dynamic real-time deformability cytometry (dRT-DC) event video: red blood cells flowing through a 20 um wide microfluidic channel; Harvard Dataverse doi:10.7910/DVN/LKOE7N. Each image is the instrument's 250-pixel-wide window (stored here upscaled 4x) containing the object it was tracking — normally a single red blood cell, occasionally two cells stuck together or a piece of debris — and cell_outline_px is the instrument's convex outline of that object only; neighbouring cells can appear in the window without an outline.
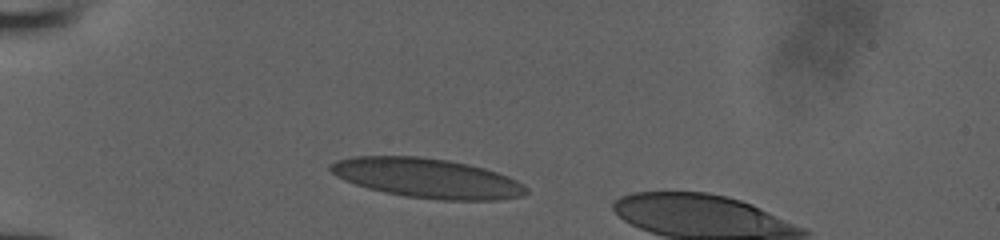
{"species": "human", "species_latin": "Homo sapiens", "temperature_condition": "room temperature", "stored_images_in_passage": 30, "camera_frame_rate_fps": 3000, "um_per_image_px": 0.085, "donor": {"sex": "male"}, "frame": {"image": 1, "passage_image": 1, "time_ms": 0.0, "image_size_px": [1000, 240], "cell_outline_px": [[528, 192], [520, 196], [500, 200], [440, 200], [404, 196], [384, 192], [368, 188], [344, 180], [336, 176], [328, 168], [328, 164], [336, 160], [352, 156], [416, 156], [448, 160], [468, 164], [484, 168], [508, 176], [524, 184], [528, 188]], "centroid_in_image_um": [36.29, 15.14], "position_along_channel_um": 48.7, "area_um2": 45.26}}
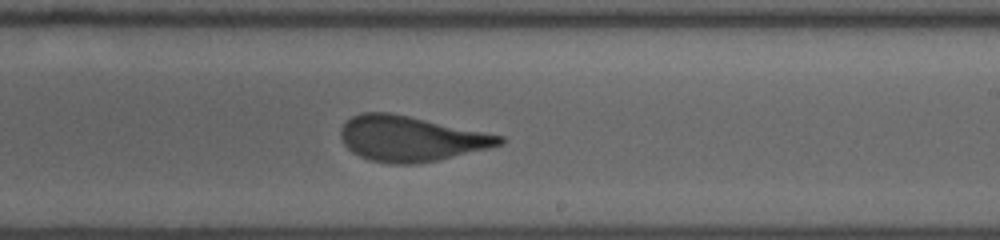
{"frame": {"image": 2, "passage_image": 18, "time_ms": 5.667, "image_size_px": [1000, 240], "cell_outline_px": [[504, 144], [488, 148], [436, 160], [416, 164], [388, 164], [372, 160], [360, 156], [352, 152], [344, 144], [340, 136], [340, 128], [352, 116], [360, 112], [388, 112], [408, 116], [504, 136]], "centroid_in_image_um": [34.88, 11.78], "position_along_channel_um": 254.1, "area_um2": 41.56}}
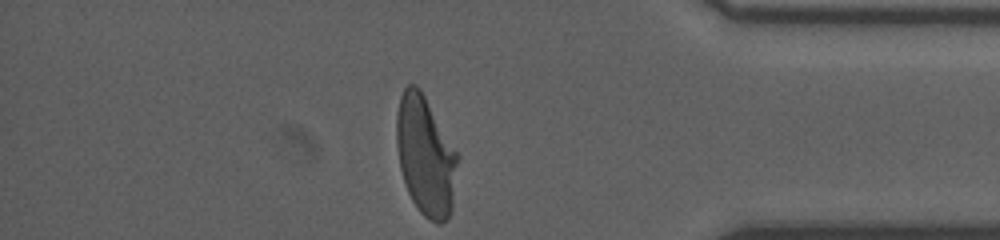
{"frame": {"image": 3, "passage_image": 30, "time_ms": 9.667, "image_size_px": [1000, 240], "cell_outline_px": [[460, 156], [452, 212], [448, 220], [440, 224], [436, 224], [428, 220], [416, 208], [408, 192], [400, 168], [396, 144], [396, 112], [400, 96], [404, 88], [408, 84], [416, 84], [420, 88]], "centroid_in_image_um": [36.19, 13.28], "position_along_channel_um": 399.0, "area_um2": 43.29}}